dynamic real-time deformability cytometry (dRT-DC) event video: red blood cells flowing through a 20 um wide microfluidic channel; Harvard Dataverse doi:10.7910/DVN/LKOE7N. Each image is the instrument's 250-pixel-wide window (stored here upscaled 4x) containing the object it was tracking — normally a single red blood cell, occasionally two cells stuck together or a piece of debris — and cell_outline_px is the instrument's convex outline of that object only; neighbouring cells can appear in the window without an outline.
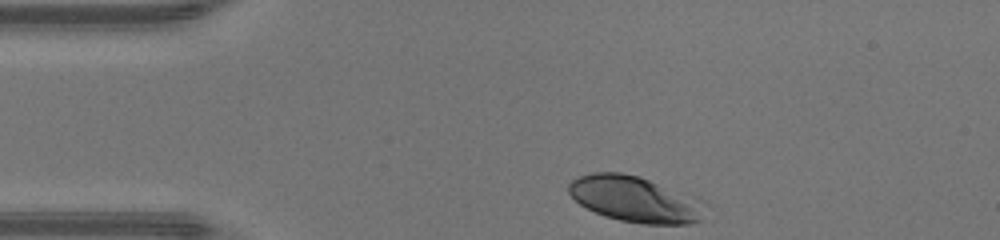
{"species": "human", "species_latin": "Homo sapiens", "temperature_condition": "warm", "stored_images_in_passage": 30, "camera_frame_rate_fps": 3000, "um_per_image_px": 0.085, "donor": {"sex": "male"}, "frame": {"image": 1, "passage_image": 1, "time_ms": 0.0, "image_size_px": [1000, 240], "cell_outline_px": [[700, 220], [688, 224], [644, 224], [620, 220], [604, 216], [580, 204], [568, 192], [568, 184], [572, 180], [580, 176], [592, 172], [620, 172], [640, 176], [696, 204]], "centroid_in_image_um": [53.7, 16.93], "position_along_channel_um": 31.3, "area_um2": 34.16}}
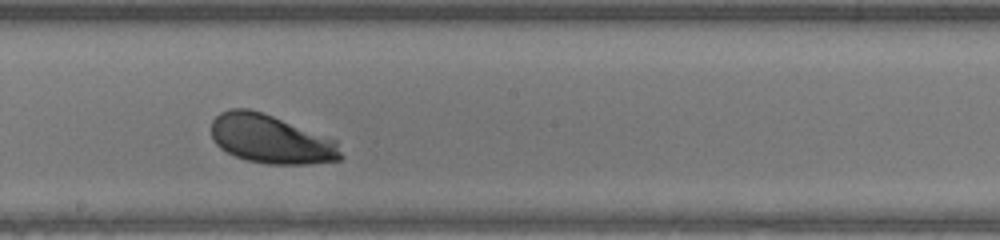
{"frame": {"image": 2, "passage_image": 18, "time_ms": 5.667, "image_size_px": [1000, 240], "cell_outline_px": [[344, 156], [340, 160], [308, 164], [268, 164], [248, 160], [236, 156], [220, 148], [212, 140], [212, 120], [220, 112], [232, 108], [248, 108], [272, 116], [336, 140]], "centroid_in_image_um": [23.02, 11.84], "position_along_channel_um": 225.2, "area_um2": 36.53}}
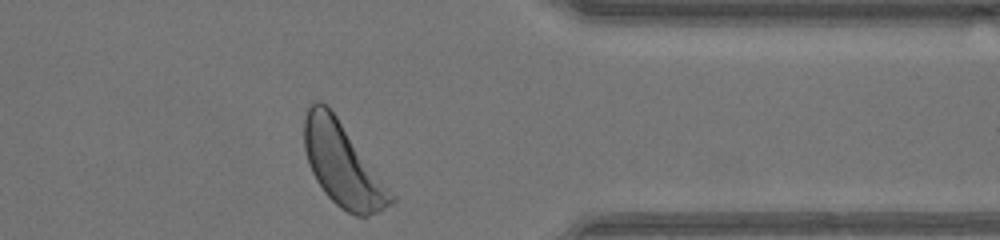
{"frame": {"image": 3, "passage_image": 30, "time_ms": 9.667, "image_size_px": [1000, 240], "cell_outline_px": [[396, 200], [392, 204], [368, 216], [356, 216], [340, 208], [324, 192], [316, 180], [308, 164], [304, 148], [304, 120], [308, 108], [312, 100], [320, 100], [328, 104], [396, 196]], "centroid_in_image_um": [29.12, 13.96], "position_along_channel_um": 382.3, "area_um2": 42.14}, "authors_computed_cell_mechanics": {"area_um2": 36.5007, "velocity_mm_per_s": 4.2852, "shape_relaxation_time_tau1_ms": 1.6242, "shape_relaxation_time_tau2_ms": null, "deformation_change_tau1": 0.1249, "deformation_change_tau2": null}}